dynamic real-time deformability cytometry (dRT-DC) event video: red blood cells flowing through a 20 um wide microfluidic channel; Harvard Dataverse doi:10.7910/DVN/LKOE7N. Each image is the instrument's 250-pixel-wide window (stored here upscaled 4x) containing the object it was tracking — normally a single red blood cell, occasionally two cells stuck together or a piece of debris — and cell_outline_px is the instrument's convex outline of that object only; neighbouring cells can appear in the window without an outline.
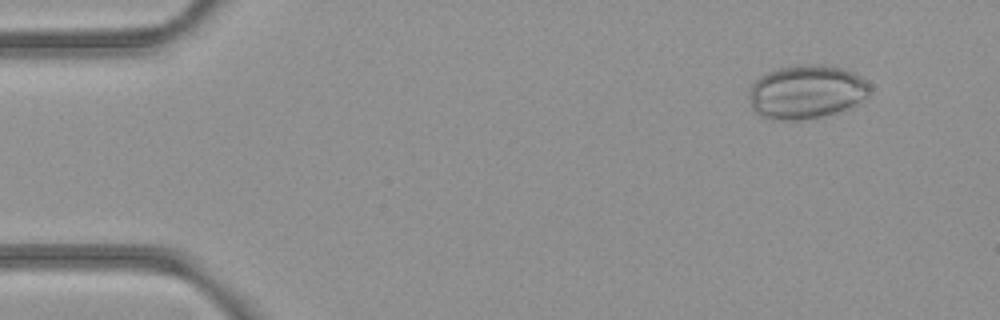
{"species": "common noctule bat (a hibernating species)", "species_latin": "Nyctalus noctula", "temperature_condition": "room temperature", "stored_images_in_passage": 52, "camera_frame_rate_fps": 3000, "um_per_image_px": 0.085, "animal": {"sex": "female", "body_mass_g": 21.9}, "frame": {"image": 1, "passage_image": 5, "time_ms": 1.333, "image_size_px": [1000, 320], "cell_outline_px": [[872, 92], [868, 96], [848, 108], [836, 112], [820, 116], [800, 120], [772, 120], [760, 116], [752, 108], [748, 96], [752, 84], [760, 76], [768, 72], [780, 68], [812, 64], [840, 68], [852, 72], [868, 80], [872, 88]], "centroid_in_image_um": [68.55, 7.83], "position_along_channel_um": 16.5, "area_um2": 37.69}}
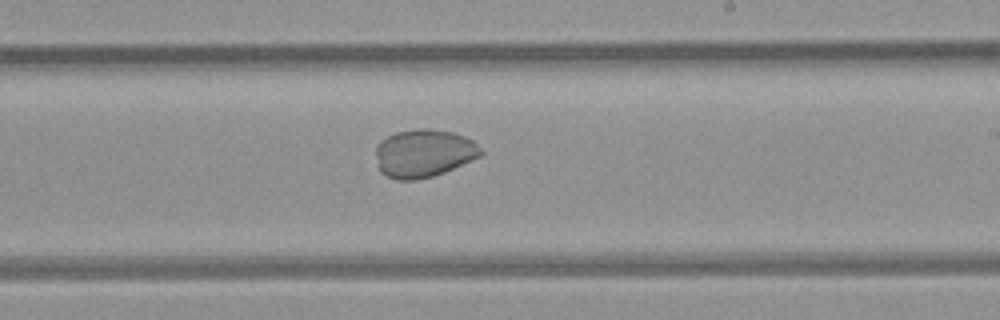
{"frame": {"image": 2, "passage_image": 31, "time_ms": 10.0, "image_size_px": [1000, 320], "cell_outline_px": [[484, 152], [480, 156], [444, 172], [432, 176], [416, 180], [396, 180], [380, 172], [376, 156], [376, 144], [380, 140], [396, 132], [416, 128], [428, 128], [452, 132], [464, 136], [472, 140]], "centroid_in_image_um": [35.99, 13.02], "position_along_channel_um": 253.0, "area_um2": 29.36}}
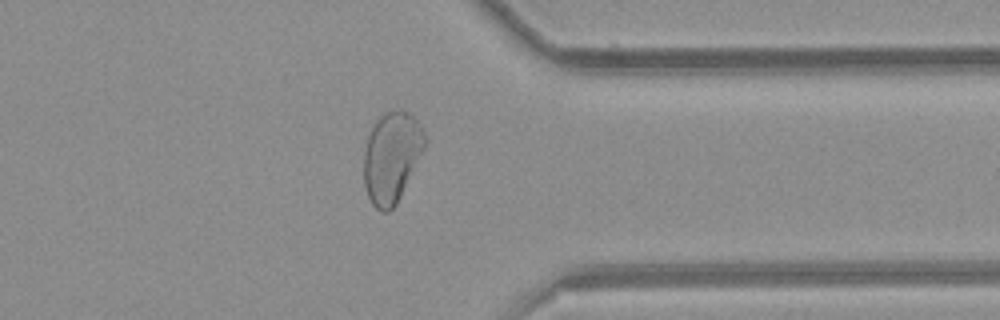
{"frame": {"image": 3, "passage_image": 41, "time_ms": 13.333, "image_size_px": [1000, 320], "cell_outline_px": [[428, 140], [396, 204], [388, 212], [384, 212], [376, 208], [372, 204], [368, 196], [364, 184], [364, 152], [368, 136], [376, 120], [384, 112], [400, 108], [408, 112], [420, 124]], "centroid_in_image_um": [33.29, 13.32], "position_along_channel_um": 378.1, "area_um2": 32.08}}